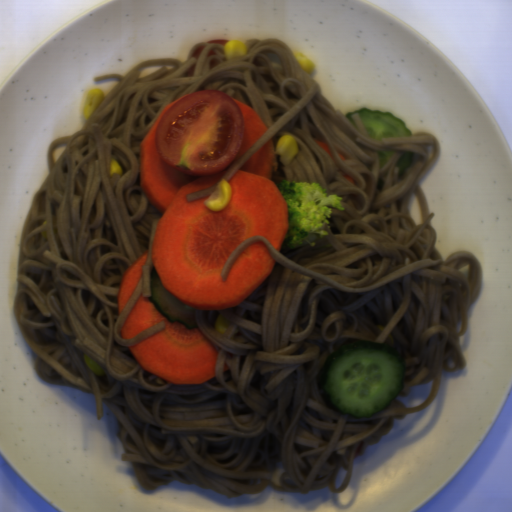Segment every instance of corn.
<instances>
[{"instance_id": "obj_1", "label": "corn", "mask_w": 512, "mask_h": 512, "mask_svg": "<svg viewBox=\"0 0 512 512\" xmlns=\"http://www.w3.org/2000/svg\"><path fill=\"white\" fill-rule=\"evenodd\" d=\"M232 186L226 180L221 178L211 194L204 200V204L211 210L223 209L228 205L231 197Z\"/></svg>"}, {"instance_id": "obj_2", "label": "corn", "mask_w": 512, "mask_h": 512, "mask_svg": "<svg viewBox=\"0 0 512 512\" xmlns=\"http://www.w3.org/2000/svg\"><path fill=\"white\" fill-rule=\"evenodd\" d=\"M298 149L299 146L295 138L287 134L278 140L275 154L279 155L280 162L284 166H288L295 158Z\"/></svg>"}, {"instance_id": "obj_3", "label": "corn", "mask_w": 512, "mask_h": 512, "mask_svg": "<svg viewBox=\"0 0 512 512\" xmlns=\"http://www.w3.org/2000/svg\"><path fill=\"white\" fill-rule=\"evenodd\" d=\"M104 97L103 89L92 88L85 95L84 102L82 105V113L86 119H89L97 107L100 105Z\"/></svg>"}, {"instance_id": "obj_4", "label": "corn", "mask_w": 512, "mask_h": 512, "mask_svg": "<svg viewBox=\"0 0 512 512\" xmlns=\"http://www.w3.org/2000/svg\"><path fill=\"white\" fill-rule=\"evenodd\" d=\"M226 61L232 60L240 56H246L247 42L243 40H230L223 46Z\"/></svg>"}, {"instance_id": "obj_5", "label": "corn", "mask_w": 512, "mask_h": 512, "mask_svg": "<svg viewBox=\"0 0 512 512\" xmlns=\"http://www.w3.org/2000/svg\"><path fill=\"white\" fill-rule=\"evenodd\" d=\"M294 57L296 58L300 68L308 73H312L315 68V61L312 60L309 56L301 52L300 50H294Z\"/></svg>"}, {"instance_id": "obj_6", "label": "corn", "mask_w": 512, "mask_h": 512, "mask_svg": "<svg viewBox=\"0 0 512 512\" xmlns=\"http://www.w3.org/2000/svg\"><path fill=\"white\" fill-rule=\"evenodd\" d=\"M82 357L90 372H92L94 375L102 377L105 375L103 368L90 356H88L86 353H82Z\"/></svg>"}, {"instance_id": "obj_7", "label": "corn", "mask_w": 512, "mask_h": 512, "mask_svg": "<svg viewBox=\"0 0 512 512\" xmlns=\"http://www.w3.org/2000/svg\"><path fill=\"white\" fill-rule=\"evenodd\" d=\"M231 321H229L226 317H224L221 313L217 316L215 322H214V325H215V329H216V332H218L219 334H223L226 332L229 324H230Z\"/></svg>"}, {"instance_id": "obj_8", "label": "corn", "mask_w": 512, "mask_h": 512, "mask_svg": "<svg viewBox=\"0 0 512 512\" xmlns=\"http://www.w3.org/2000/svg\"><path fill=\"white\" fill-rule=\"evenodd\" d=\"M122 169L120 167V165L113 159L110 158V163H109V171H108V175L109 177H114V176H122Z\"/></svg>"}, {"instance_id": "obj_9", "label": "corn", "mask_w": 512, "mask_h": 512, "mask_svg": "<svg viewBox=\"0 0 512 512\" xmlns=\"http://www.w3.org/2000/svg\"><path fill=\"white\" fill-rule=\"evenodd\" d=\"M38 232H39L40 236L47 241V229H41Z\"/></svg>"}]
</instances>
